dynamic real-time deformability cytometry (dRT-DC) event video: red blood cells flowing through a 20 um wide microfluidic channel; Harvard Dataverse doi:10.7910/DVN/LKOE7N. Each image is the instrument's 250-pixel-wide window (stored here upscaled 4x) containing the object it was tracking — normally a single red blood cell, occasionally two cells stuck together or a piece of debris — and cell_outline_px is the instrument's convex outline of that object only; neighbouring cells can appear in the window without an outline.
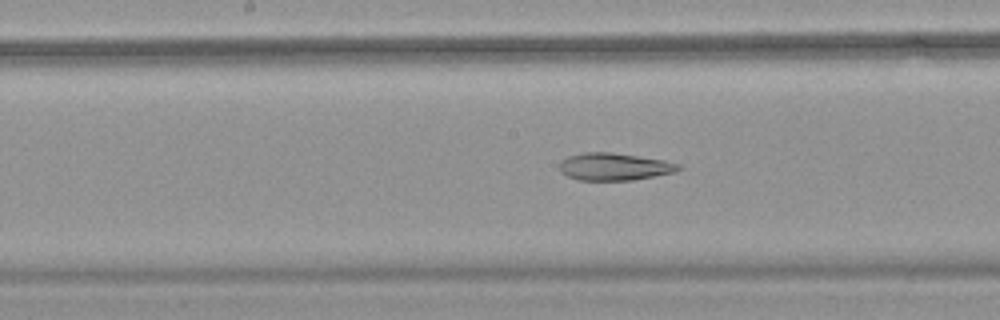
{"species": "common noctule bat (a hibernating species)", "species_latin": "Nyctalus noctula", "temperature_condition": "warm", "stored_images_in_passage": 55, "camera_frame_rate_fps": 3000, "um_per_image_px": 0.085, "animal": {"sex": "female", "body_mass_g": 18.4}, "frame": {"image": 1, "passage_image": 29, "time_ms": 9.333, "image_size_px": [1000, 320], "cell_outline_px": [[684, 168], [676, 172], [632, 180], [580, 180], [568, 176], [560, 172], [560, 160], [568, 156], [584, 152], [612, 152], [664, 160], [680, 164]], "centroid_in_image_um": [52.23, 14.16], "position_along_channel_um": 196.0, "area_um2": 19.07}}
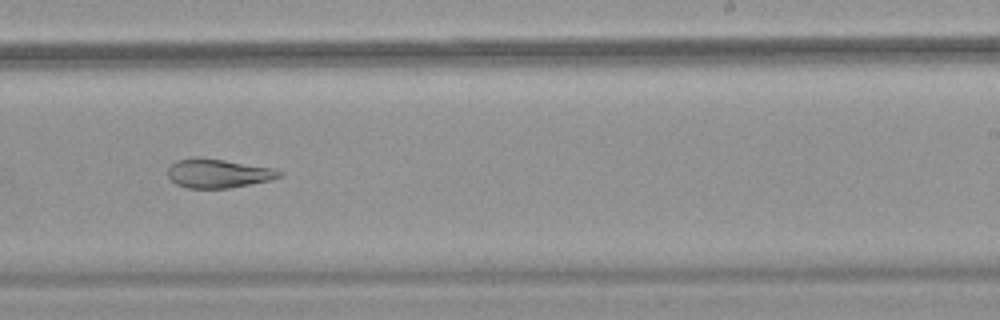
{"frame": {"image": 2, "passage_image": 35, "time_ms": 11.333, "image_size_px": [1000, 320], "cell_outline_px": [[284, 176], [272, 180], [228, 188], [188, 188], [176, 184], [168, 176], [168, 168], [176, 160], [196, 156], [224, 160], [272, 168], [284, 172]], "centroid_in_image_um": [18.56, 14.73], "position_along_channel_um": 270.4, "area_um2": 18.9}}
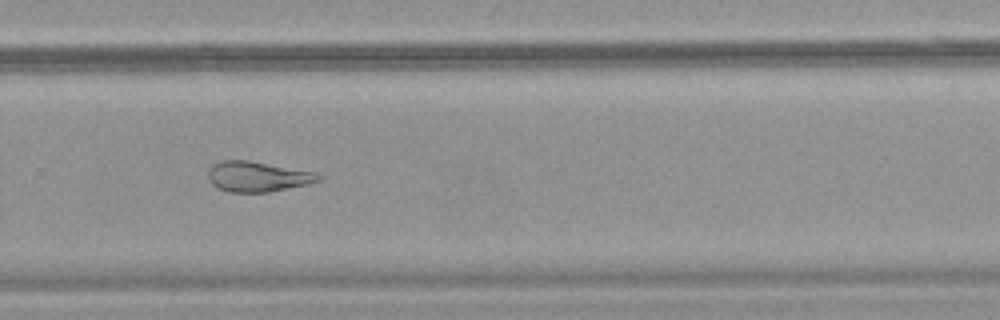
{"frame": {"image": 3, "passage_image": 38, "time_ms": 12.333, "image_size_px": [1000, 320], "cell_outline_px": [[324, 176], [320, 180], [308, 184], [268, 192], [228, 192], [212, 184], [208, 180], [208, 168], [212, 164], [220, 160], [248, 160], [316, 172]], "centroid_in_image_um": [21.88, 15.0], "position_along_channel_um": 307.9, "area_um2": 19.59}, "authors_computed_cell_mechanics": {"area_um2": 25.8366, "velocity_mm_per_s": 3.7461, "shape_relaxation_time_tau1_ms": null, "shape_relaxation_time_tau2_ms": 4.4346, "deformation_change_tau1": null, "deformation_change_tau2": 0.1369}}